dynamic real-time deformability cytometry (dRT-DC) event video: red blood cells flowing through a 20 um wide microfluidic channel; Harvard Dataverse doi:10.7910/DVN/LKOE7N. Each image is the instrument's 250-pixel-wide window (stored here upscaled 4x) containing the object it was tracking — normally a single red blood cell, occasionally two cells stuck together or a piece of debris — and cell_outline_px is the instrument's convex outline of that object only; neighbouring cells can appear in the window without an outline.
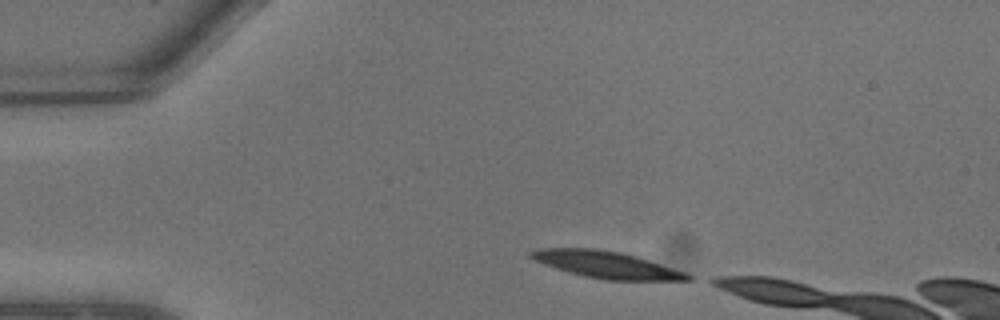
{"species": "common noctule bat (a hibernating species)", "species_latin": "Nyctalus noctula", "temperature_condition": "warm", "stored_images_in_passage": 4, "camera_frame_rate_fps": 3000, "um_per_image_px": 0.085, "animal": {"sex": "male", "body_mass_g": 13.3}, "frame": {"image": 1, "passage_image": 1, "time_ms": 0.0, "image_size_px": [1000, 320], "cell_outline_px": [[692, 280], [604, 280], [584, 276], [568, 272], [532, 260], [528, 256], [528, 252], [540, 248], [596, 248], [620, 252], [636, 256], [688, 272], [692, 276]], "centroid_in_image_um": [51.54, 22.49], "position_along_channel_um": 33.5, "area_um2": 24.68}}